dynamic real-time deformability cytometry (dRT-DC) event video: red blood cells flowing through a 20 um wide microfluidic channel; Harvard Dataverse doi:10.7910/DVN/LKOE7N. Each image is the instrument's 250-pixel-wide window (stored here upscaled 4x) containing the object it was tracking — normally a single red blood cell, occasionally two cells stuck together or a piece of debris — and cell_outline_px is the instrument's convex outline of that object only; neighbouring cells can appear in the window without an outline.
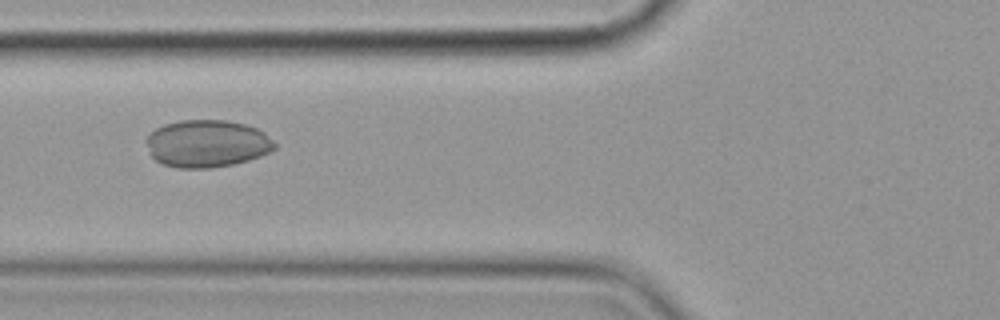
{"species": "common noctule bat (a hibernating species)", "species_latin": "Nyctalus noctula", "temperature_condition": "cold", "stored_images_in_passage": 5, "camera_frame_rate_fps": 3000, "um_per_image_px": 0.085, "animal": {"sex": "female", "body_mass_g": 19.9}, "frame": {"image": 1, "passage_image": 3, "time_ms": 2.333, "image_size_px": [1000, 320], "cell_outline_px": [[276, 148], [260, 156], [248, 160], [232, 164], [208, 168], [176, 168], [164, 164], [156, 160], [152, 156], [144, 140], [156, 128], [164, 124], [180, 120], [228, 120], [244, 124], [256, 128], [264, 132], [276, 144]], "centroid_in_image_um": [17.58, 12.2], "position_along_channel_um": 108.2, "area_um2": 35.37}}
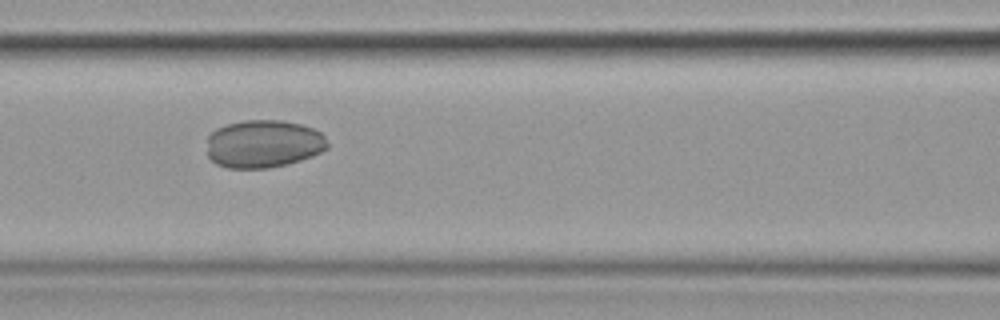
{"frame": {"image": 2, "passage_image": 4, "time_ms": 3.333, "image_size_px": [1000, 320], "cell_outline_px": [[328, 148], [312, 156], [288, 164], [268, 168], [228, 168], [216, 164], [208, 156], [208, 136], [216, 128], [228, 124], [244, 120], [280, 120], [300, 124], [312, 128], [320, 132], [324, 136], [328, 144]], "centroid_in_image_um": [22.39, 12.23], "position_along_channel_um": 144.2, "area_um2": 33.64}}
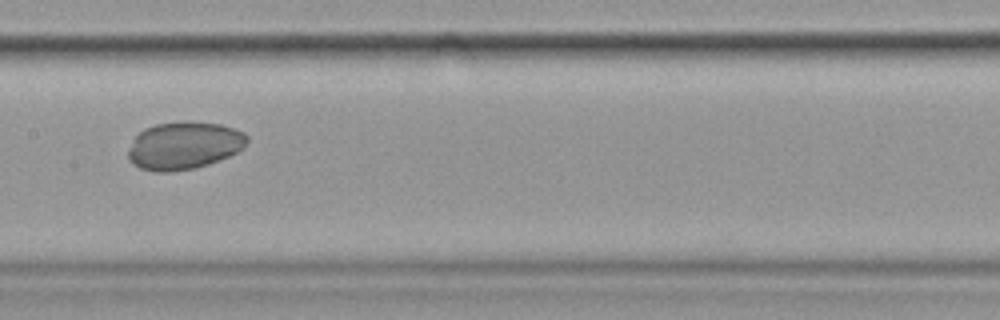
{"frame": {"image": 3, "passage_image": 5, "time_ms": 4.667, "image_size_px": [1000, 320], "cell_outline_px": [[248, 140], [244, 148], [228, 156], [208, 164], [196, 168], [172, 172], [152, 172], [140, 168], [132, 164], [128, 160], [128, 148], [136, 136], [144, 128], [156, 124], [220, 124], [244, 132], [248, 136]], "centroid_in_image_um": [15.61, 12.43], "position_along_channel_um": 191.8, "area_um2": 32.43}}